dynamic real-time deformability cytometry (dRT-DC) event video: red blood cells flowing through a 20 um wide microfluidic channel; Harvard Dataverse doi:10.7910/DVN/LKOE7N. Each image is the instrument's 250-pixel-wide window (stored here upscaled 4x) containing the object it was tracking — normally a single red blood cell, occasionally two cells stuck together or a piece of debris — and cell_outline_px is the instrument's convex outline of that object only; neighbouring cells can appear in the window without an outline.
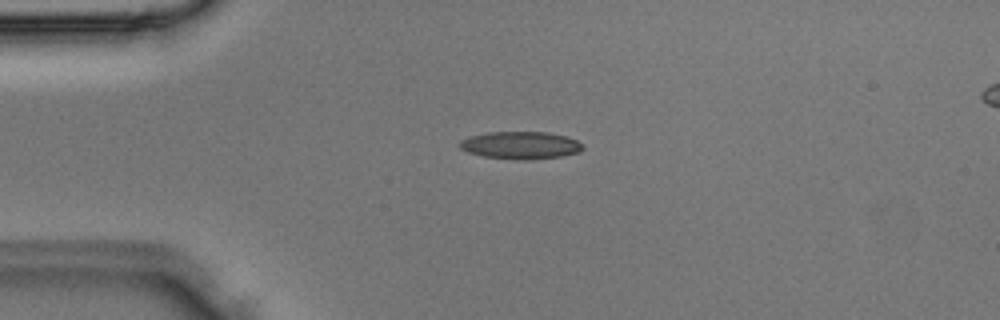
{"species": "Egyptian fruit bat (a non-hibernating species)", "species_latin": "Rousettus aegyptiacus", "temperature_condition": "room temperature", "stored_images_in_passage": 4, "segment_of_instrument_passage": [1, 2], "camera_frame_rate_fps": 3000, "um_per_image_px": 0.085, "animal": {"sex": "male"}, "frame": {"image": 1, "passage_image": 3, "time_ms": 0.667, "image_size_px": [1000, 320], "cell_outline_px": [[584, 148], [580, 152], [560, 156], [528, 160], [520, 160], [484, 156], [468, 152], [460, 148], [456, 144], [460, 140], [472, 136], [488, 132], [548, 132], [568, 136], [584, 144]], "centroid_in_image_um": [44.27, 12.34], "position_along_channel_um": 40.7, "area_um2": 19.83}}